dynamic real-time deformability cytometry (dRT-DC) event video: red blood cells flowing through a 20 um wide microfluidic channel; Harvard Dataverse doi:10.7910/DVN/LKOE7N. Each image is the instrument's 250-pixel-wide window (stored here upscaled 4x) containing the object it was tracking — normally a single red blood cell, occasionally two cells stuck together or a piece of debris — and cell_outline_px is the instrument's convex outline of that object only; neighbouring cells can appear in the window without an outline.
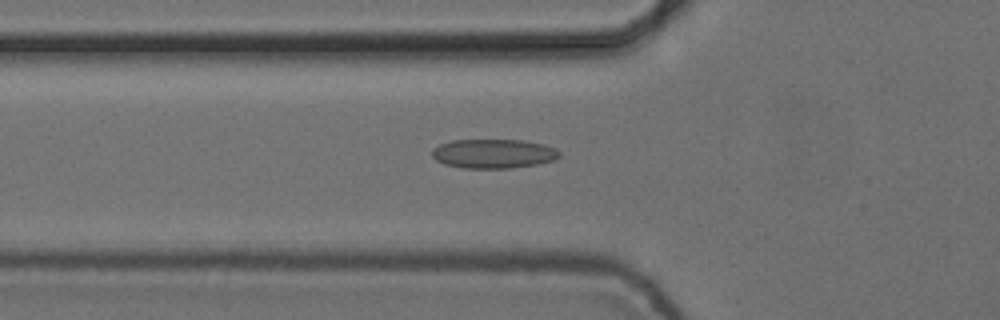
{"species": "common noctule bat (a hibernating species)", "species_latin": "Nyctalus noctula", "temperature_condition": "cold", "stored_images_in_passage": 53, "camera_frame_rate_fps": 3000, "um_per_image_px": 0.085, "animal": {"sex": "female", "body_mass_g": 24.6, "forearm_length_mm": 56.2}, "frame": {"image": 1, "passage_image": 18, "time_ms": 5.667, "image_size_px": [1000, 320], "cell_outline_px": [[560, 156], [556, 160], [536, 164], [512, 168], [464, 168], [444, 164], [436, 160], [432, 156], [432, 148], [440, 144], [452, 140], [524, 140], [544, 144], [556, 148], [560, 152]], "centroid_in_image_um": [41.96, 13.06], "position_along_channel_um": 83.8, "area_um2": 21.85}}
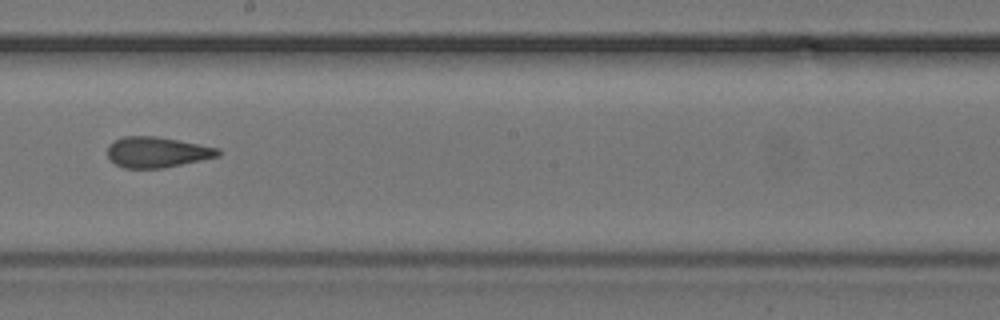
{"frame": {"image": 2, "passage_image": 30, "time_ms": 9.667, "image_size_px": [1000, 320], "cell_outline_px": [[220, 156], [164, 168], [124, 168], [116, 164], [108, 156], [108, 144], [124, 136], [156, 136], [220, 148]], "centroid_in_image_um": [13.36, 12.93], "position_along_channel_um": 234.8, "area_um2": 19.65}}
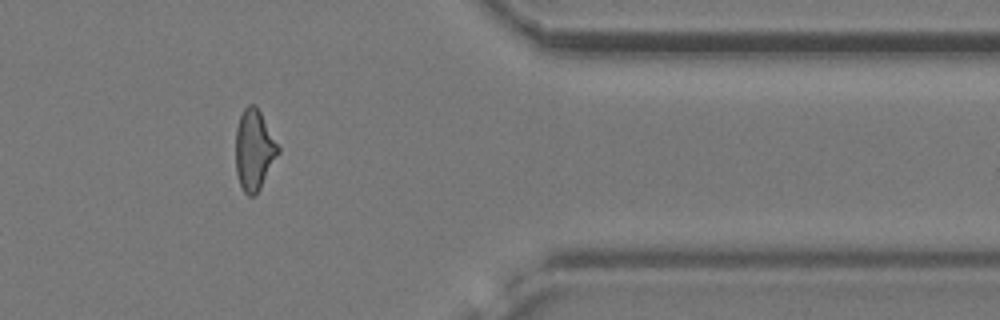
{"frame": {"image": 3, "passage_image": 44, "time_ms": 14.333, "image_size_px": [1000, 320], "cell_outline_px": [[280, 152], [260, 188], [252, 196], [248, 196], [244, 192], [240, 184], [236, 172], [236, 128], [240, 116], [244, 108], [248, 104], [256, 104], [280, 148]], "centroid_in_image_um": [21.6, 12.72], "position_along_channel_um": 389.8, "area_um2": 19.83}, "authors_computed_cell_mechanics": {"area_um2": 20.4034, "velocity_mm_per_s": 3.7462, "shape_relaxation_time_tau1_ms": null, "shape_relaxation_time_tau2_ms": 2.6837, "deformation_change_tau1": null, "deformation_change_tau2": 0.1067}}